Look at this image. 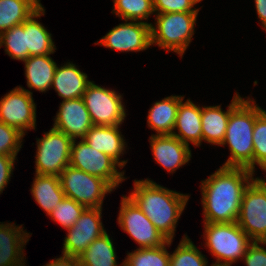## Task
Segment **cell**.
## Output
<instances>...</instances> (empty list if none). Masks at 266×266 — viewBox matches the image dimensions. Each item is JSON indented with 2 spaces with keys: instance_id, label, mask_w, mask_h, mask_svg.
Listing matches in <instances>:
<instances>
[{
  "instance_id": "6da1fadb",
  "label": "cell",
  "mask_w": 266,
  "mask_h": 266,
  "mask_svg": "<svg viewBox=\"0 0 266 266\" xmlns=\"http://www.w3.org/2000/svg\"><path fill=\"white\" fill-rule=\"evenodd\" d=\"M254 173L243 167L219 168L201 182L203 223L237 222L245 189Z\"/></svg>"
},
{
  "instance_id": "7a4b0ae2",
  "label": "cell",
  "mask_w": 266,
  "mask_h": 266,
  "mask_svg": "<svg viewBox=\"0 0 266 266\" xmlns=\"http://www.w3.org/2000/svg\"><path fill=\"white\" fill-rule=\"evenodd\" d=\"M128 197L168 240H173L176 224L186 207L189 195L145 179L135 180L134 190Z\"/></svg>"
},
{
  "instance_id": "3957f363",
  "label": "cell",
  "mask_w": 266,
  "mask_h": 266,
  "mask_svg": "<svg viewBox=\"0 0 266 266\" xmlns=\"http://www.w3.org/2000/svg\"><path fill=\"white\" fill-rule=\"evenodd\" d=\"M255 125V101L242 100L231 112L225 138L231 155L224 167H243L253 172V130Z\"/></svg>"
},
{
  "instance_id": "277c9868",
  "label": "cell",
  "mask_w": 266,
  "mask_h": 266,
  "mask_svg": "<svg viewBox=\"0 0 266 266\" xmlns=\"http://www.w3.org/2000/svg\"><path fill=\"white\" fill-rule=\"evenodd\" d=\"M204 229L205 245L217 259L213 266H231L253 242L237 222L204 223Z\"/></svg>"
},
{
  "instance_id": "5b68a950",
  "label": "cell",
  "mask_w": 266,
  "mask_h": 266,
  "mask_svg": "<svg viewBox=\"0 0 266 266\" xmlns=\"http://www.w3.org/2000/svg\"><path fill=\"white\" fill-rule=\"evenodd\" d=\"M156 28L151 23V45L182 56L194 35L198 12L155 13Z\"/></svg>"
},
{
  "instance_id": "8992f818",
  "label": "cell",
  "mask_w": 266,
  "mask_h": 266,
  "mask_svg": "<svg viewBox=\"0 0 266 266\" xmlns=\"http://www.w3.org/2000/svg\"><path fill=\"white\" fill-rule=\"evenodd\" d=\"M60 183L66 197L85 208H102L103 199L114 188L104 179L68 165L60 174Z\"/></svg>"
},
{
  "instance_id": "52a82bcc",
  "label": "cell",
  "mask_w": 266,
  "mask_h": 266,
  "mask_svg": "<svg viewBox=\"0 0 266 266\" xmlns=\"http://www.w3.org/2000/svg\"><path fill=\"white\" fill-rule=\"evenodd\" d=\"M72 142L69 136L53 127L38 138L35 174L59 177L69 165Z\"/></svg>"
},
{
  "instance_id": "ba28073f",
  "label": "cell",
  "mask_w": 266,
  "mask_h": 266,
  "mask_svg": "<svg viewBox=\"0 0 266 266\" xmlns=\"http://www.w3.org/2000/svg\"><path fill=\"white\" fill-rule=\"evenodd\" d=\"M76 141L71 145L69 165L104 179L114 189L125 180L124 171H118L120 166L111 157L94 149L84 139Z\"/></svg>"
},
{
  "instance_id": "9c48e42d",
  "label": "cell",
  "mask_w": 266,
  "mask_h": 266,
  "mask_svg": "<svg viewBox=\"0 0 266 266\" xmlns=\"http://www.w3.org/2000/svg\"><path fill=\"white\" fill-rule=\"evenodd\" d=\"M82 98L93 125L120 126L126 117L123 98L115 90L98 86L91 81Z\"/></svg>"
},
{
  "instance_id": "30bf717a",
  "label": "cell",
  "mask_w": 266,
  "mask_h": 266,
  "mask_svg": "<svg viewBox=\"0 0 266 266\" xmlns=\"http://www.w3.org/2000/svg\"><path fill=\"white\" fill-rule=\"evenodd\" d=\"M237 223L252 241L266 242V188L256 178L244 191Z\"/></svg>"
},
{
  "instance_id": "8fae6325",
  "label": "cell",
  "mask_w": 266,
  "mask_h": 266,
  "mask_svg": "<svg viewBox=\"0 0 266 266\" xmlns=\"http://www.w3.org/2000/svg\"><path fill=\"white\" fill-rule=\"evenodd\" d=\"M119 226L139 244V248H156L168 239L153 225L141 209L127 196L121 200L117 218Z\"/></svg>"
},
{
  "instance_id": "7c38bea8",
  "label": "cell",
  "mask_w": 266,
  "mask_h": 266,
  "mask_svg": "<svg viewBox=\"0 0 266 266\" xmlns=\"http://www.w3.org/2000/svg\"><path fill=\"white\" fill-rule=\"evenodd\" d=\"M0 122L18 129L25 135L26 130L36 127V105L32 92L16 87L0 100Z\"/></svg>"
},
{
  "instance_id": "4fadbf2b",
  "label": "cell",
  "mask_w": 266,
  "mask_h": 266,
  "mask_svg": "<svg viewBox=\"0 0 266 266\" xmlns=\"http://www.w3.org/2000/svg\"><path fill=\"white\" fill-rule=\"evenodd\" d=\"M102 208H85L79 219L64 239L62 253L78 258L96 238L106 230L103 227L101 216Z\"/></svg>"
},
{
  "instance_id": "5bb4252c",
  "label": "cell",
  "mask_w": 266,
  "mask_h": 266,
  "mask_svg": "<svg viewBox=\"0 0 266 266\" xmlns=\"http://www.w3.org/2000/svg\"><path fill=\"white\" fill-rule=\"evenodd\" d=\"M151 23L130 21L119 24L103 36L99 44L116 51H143L151 46Z\"/></svg>"
},
{
  "instance_id": "9a60e30c",
  "label": "cell",
  "mask_w": 266,
  "mask_h": 266,
  "mask_svg": "<svg viewBox=\"0 0 266 266\" xmlns=\"http://www.w3.org/2000/svg\"><path fill=\"white\" fill-rule=\"evenodd\" d=\"M58 111L53 128L66 134L72 140L84 139L93 123L83 98L62 101Z\"/></svg>"
},
{
  "instance_id": "2e32d148",
  "label": "cell",
  "mask_w": 266,
  "mask_h": 266,
  "mask_svg": "<svg viewBox=\"0 0 266 266\" xmlns=\"http://www.w3.org/2000/svg\"><path fill=\"white\" fill-rule=\"evenodd\" d=\"M149 140L155 161L171 174L192 157L189 145L174 135L155 134Z\"/></svg>"
},
{
  "instance_id": "e0dca14e",
  "label": "cell",
  "mask_w": 266,
  "mask_h": 266,
  "mask_svg": "<svg viewBox=\"0 0 266 266\" xmlns=\"http://www.w3.org/2000/svg\"><path fill=\"white\" fill-rule=\"evenodd\" d=\"M228 109L222 111L220 105L201 107L202 141L221 145L227 129L230 112L243 100L236 92Z\"/></svg>"
},
{
  "instance_id": "ac0fdd59",
  "label": "cell",
  "mask_w": 266,
  "mask_h": 266,
  "mask_svg": "<svg viewBox=\"0 0 266 266\" xmlns=\"http://www.w3.org/2000/svg\"><path fill=\"white\" fill-rule=\"evenodd\" d=\"M22 225L0 224V266H25L23 247L31 235Z\"/></svg>"
},
{
  "instance_id": "d6986e66",
  "label": "cell",
  "mask_w": 266,
  "mask_h": 266,
  "mask_svg": "<svg viewBox=\"0 0 266 266\" xmlns=\"http://www.w3.org/2000/svg\"><path fill=\"white\" fill-rule=\"evenodd\" d=\"M119 128V126L93 125L88 130L84 140L97 151H101L111 157L120 168H123L127 160L119 161V158L125 151L126 142H124L125 140Z\"/></svg>"
},
{
  "instance_id": "ffe728a7",
  "label": "cell",
  "mask_w": 266,
  "mask_h": 266,
  "mask_svg": "<svg viewBox=\"0 0 266 266\" xmlns=\"http://www.w3.org/2000/svg\"><path fill=\"white\" fill-rule=\"evenodd\" d=\"M176 129L178 133L174 131ZM172 135L187 145H189L190 142L196 147L200 146L202 142L201 107L197 106L189 99L184 103L182 100L178 106V113Z\"/></svg>"
},
{
  "instance_id": "44dd1931",
  "label": "cell",
  "mask_w": 266,
  "mask_h": 266,
  "mask_svg": "<svg viewBox=\"0 0 266 266\" xmlns=\"http://www.w3.org/2000/svg\"><path fill=\"white\" fill-rule=\"evenodd\" d=\"M87 74L81 72L75 64L68 62L56 67L52 86L63 101L82 98L88 84Z\"/></svg>"
},
{
  "instance_id": "7402d4cb",
  "label": "cell",
  "mask_w": 266,
  "mask_h": 266,
  "mask_svg": "<svg viewBox=\"0 0 266 266\" xmlns=\"http://www.w3.org/2000/svg\"><path fill=\"white\" fill-rule=\"evenodd\" d=\"M41 5L25 20V41L30 56L53 54L56 46L52 40V34L36 18L45 14Z\"/></svg>"
},
{
  "instance_id": "603a6c76",
  "label": "cell",
  "mask_w": 266,
  "mask_h": 266,
  "mask_svg": "<svg viewBox=\"0 0 266 266\" xmlns=\"http://www.w3.org/2000/svg\"><path fill=\"white\" fill-rule=\"evenodd\" d=\"M184 100L183 96H169L157 101L149 109L147 124L155 130L156 135H172L179 103Z\"/></svg>"
},
{
  "instance_id": "cb8c5ba5",
  "label": "cell",
  "mask_w": 266,
  "mask_h": 266,
  "mask_svg": "<svg viewBox=\"0 0 266 266\" xmlns=\"http://www.w3.org/2000/svg\"><path fill=\"white\" fill-rule=\"evenodd\" d=\"M46 55L30 56L25 61L27 86L40 92H46L52 86L57 64Z\"/></svg>"
},
{
  "instance_id": "d4e9b609",
  "label": "cell",
  "mask_w": 266,
  "mask_h": 266,
  "mask_svg": "<svg viewBox=\"0 0 266 266\" xmlns=\"http://www.w3.org/2000/svg\"><path fill=\"white\" fill-rule=\"evenodd\" d=\"M31 193L38 205L50 214L57 203L65 198L58 176L35 175Z\"/></svg>"
},
{
  "instance_id": "484cf974",
  "label": "cell",
  "mask_w": 266,
  "mask_h": 266,
  "mask_svg": "<svg viewBox=\"0 0 266 266\" xmlns=\"http://www.w3.org/2000/svg\"><path fill=\"white\" fill-rule=\"evenodd\" d=\"M41 5L40 0H0V34L22 24Z\"/></svg>"
},
{
  "instance_id": "4316f807",
  "label": "cell",
  "mask_w": 266,
  "mask_h": 266,
  "mask_svg": "<svg viewBox=\"0 0 266 266\" xmlns=\"http://www.w3.org/2000/svg\"><path fill=\"white\" fill-rule=\"evenodd\" d=\"M78 261L80 266H117L115 248L108 233L88 245Z\"/></svg>"
},
{
  "instance_id": "83f0119b",
  "label": "cell",
  "mask_w": 266,
  "mask_h": 266,
  "mask_svg": "<svg viewBox=\"0 0 266 266\" xmlns=\"http://www.w3.org/2000/svg\"><path fill=\"white\" fill-rule=\"evenodd\" d=\"M168 240L164 245L156 248H137L127 254V258L121 266H170V253L166 245H171Z\"/></svg>"
},
{
  "instance_id": "f1b7e54d",
  "label": "cell",
  "mask_w": 266,
  "mask_h": 266,
  "mask_svg": "<svg viewBox=\"0 0 266 266\" xmlns=\"http://www.w3.org/2000/svg\"><path fill=\"white\" fill-rule=\"evenodd\" d=\"M114 9L112 13L120 19L127 21L147 20L151 14H155L153 0H113Z\"/></svg>"
},
{
  "instance_id": "f546056e",
  "label": "cell",
  "mask_w": 266,
  "mask_h": 266,
  "mask_svg": "<svg viewBox=\"0 0 266 266\" xmlns=\"http://www.w3.org/2000/svg\"><path fill=\"white\" fill-rule=\"evenodd\" d=\"M2 45L12 59L25 61L29 57L25 41V21L0 34V47Z\"/></svg>"
},
{
  "instance_id": "4dcf8cb0",
  "label": "cell",
  "mask_w": 266,
  "mask_h": 266,
  "mask_svg": "<svg viewBox=\"0 0 266 266\" xmlns=\"http://www.w3.org/2000/svg\"><path fill=\"white\" fill-rule=\"evenodd\" d=\"M253 173L255 165L266 171V111L255 104L253 130Z\"/></svg>"
},
{
  "instance_id": "1f68e13d",
  "label": "cell",
  "mask_w": 266,
  "mask_h": 266,
  "mask_svg": "<svg viewBox=\"0 0 266 266\" xmlns=\"http://www.w3.org/2000/svg\"><path fill=\"white\" fill-rule=\"evenodd\" d=\"M207 263L205 255L186 235L183 236L173 254H170V266H207Z\"/></svg>"
},
{
  "instance_id": "d6a6232c",
  "label": "cell",
  "mask_w": 266,
  "mask_h": 266,
  "mask_svg": "<svg viewBox=\"0 0 266 266\" xmlns=\"http://www.w3.org/2000/svg\"><path fill=\"white\" fill-rule=\"evenodd\" d=\"M85 207L77 203L72 198L66 197L55 205L54 210L49 214L54 222H58L61 227L72 228L79 219Z\"/></svg>"
},
{
  "instance_id": "836d02e7",
  "label": "cell",
  "mask_w": 266,
  "mask_h": 266,
  "mask_svg": "<svg viewBox=\"0 0 266 266\" xmlns=\"http://www.w3.org/2000/svg\"><path fill=\"white\" fill-rule=\"evenodd\" d=\"M23 137L18 129L0 122V154L16 158L22 148Z\"/></svg>"
},
{
  "instance_id": "e575fe53",
  "label": "cell",
  "mask_w": 266,
  "mask_h": 266,
  "mask_svg": "<svg viewBox=\"0 0 266 266\" xmlns=\"http://www.w3.org/2000/svg\"><path fill=\"white\" fill-rule=\"evenodd\" d=\"M202 0H153L156 13L199 12L193 6Z\"/></svg>"
},
{
  "instance_id": "d590c367",
  "label": "cell",
  "mask_w": 266,
  "mask_h": 266,
  "mask_svg": "<svg viewBox=\"0 0 266 266\" xmlns=\"http://www.w3.org/2000/svg\"><path fill=\"white\" fill-rule=\"evenodd\" d=\"M259 244L266 242L253 241L247 248L243 258L246 266H266V249Z\"/></svg>"
},
{
  "instance_id": "8d00e7d4",
  "label": "cell",
  "mask_w": 266,
  "mask_h": 266,
  "mask_svg": "<svg viewBox=\"0 0 266 266\" xmlns=\"http://www.w3.org/2000/svg\"><path fill=\"white\" fill-rule=\"evenodd\" d=\"M15 160L16 158L13 156L0 154V193L3 192L9 182Z\"/></svg>"
},
{
  "instance_id": "74e56055",
  "label": "cell",
  "mask_w": 266,
  "mask_h": 266,
  "mask_svg": "<svg viewBox=\"0 0 266 266\" xmlns=\"http://www.w3.org/2000/svg\"><path fill=\"white\" fill-rule=\"evenodd\" d=\"M43 266H80V264L78 258L63 254V256L55 258L54 260L52 259V261Z\"/></svg>"
},
{
  "instance_id": "f35d334b",
  "label": "cell",
  "mask_w": 266,
  "mask_h": 266,
  "mask_svg": "<svg viewBox=\"0 0 266 266\" xmlns=\"http://www.w3.org/2000/svg\"><path fill=\"white\" fill-rule=\"evenodd\" d=\"M254 2L262 27L266 31V0H254Z\"/></svg>"
},
{
  "instance_id": "ab89813d",
  "label": "cell",
  "mask_w": 266,
  "mask_h": 266,
  "mask_svg": "<svg viewBox=\"0 0 266 266\" xmlns=\"http://www.w3.org/2000/svg\"><path fill=\"white\" fill-rule=\"evenodd\" d=\"M265 188H266V181L265 179L256 178Z\"/></svg>"
}]
</instances>
